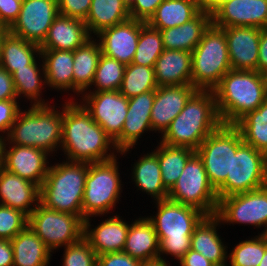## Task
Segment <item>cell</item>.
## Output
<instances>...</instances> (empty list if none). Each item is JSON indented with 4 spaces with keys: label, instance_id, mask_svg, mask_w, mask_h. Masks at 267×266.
I'll use <instances>...</instances> for the list:
<instances>
[{
    "label": "cell",
    "instance_id": "74e56055",
    "mask_svg": "<svg viewBox=\"0 0 267 266\" xmlns=\"http://www.w3.org/2000/svg\"><path fill=\"white\" fill-rule=\"evenodd\" d=\"M235 126L244 143L267 155V99L256 110L243 116Z\"/></svg>",
    "mask_w": 267,
    "mask_h": 266
},
{
    "label": "cell",
    "instance_id": "52a82bcc",
    "mask_svg": "<svg viewBox=\"0 0 267 266\" xmlns=\"http://www.w3.org/2000/svg\"><path fill=\"white\" fill-rule=\"evenodd\" d=\"M192 85L197 90L213 91L231 70L226 34L212 23L192 51Z\"/></svg>",
    "mask_w": 267,
    "mask_h": 266
},
{
    "label": "cell",
    "instance_id": "681fc988",
    "mask_svg": "<svg viewBox=\"0 0 267 266\" xmlns=\"http://www.w3.org/2000/svg\"><path fill=\"white\" fill-rule=\"evenodd\" d=\"M23 0H0V24L9 29L17 20Z\"/></svg>",
    "mask_w": 267,
    "mask_h": 266
},
{
    "label": "cell",
    "instance_id": "8992f818",
    "mask_svg": "<svg viewBox=\"0 0 267 266\" xmlns=\"http://www.w3.org/2000/svg\"><path fill=\"white\" fill-rule=\"evenodd\" d=\"M88 166L87 162L68 160L51 164L40 186V203L47 208L82 218Z\"/></svg>",
    "mask_w": 267,
    "mask_h": 266
},
{
    "label": "cell",
    "instance_id": "5bb4252c",
    "mask_svg": "<svg viewBox=\"0 0 267 266\" xmlns=\"http://www.w3.org/2000/svg\"><path fill=\"white\" fill-rule=\"evenodd\" d=\"M80 97V103L90 113L91 118L115 141L121 135L125 123L128 98L119 90L85 92Z\"/></svg>",
    "mask_w": 267,
    "mask_h": 266
},
{
    "label": "cell",
    "instance_id": "7bdbcfd3",
    "mask_svg": "<svg viewBox=\"0 0 267 266\" xmlns=\"http://www.w3.org/2000/svg\"><path fill=\"white\" fill-rule=\"evenodd\" d=\"M28 226V216L20 210L0 205V239L11 240Z\"/></svg>",
    "mask_w": 267,
    "mask_h": 266
},
{
    "label": "cell",
    "instance_id": "6125c7cd",
    "mask_svg": "<svg viewBox=\"0 0 267 266\" xmlns=\"http://www.w3.org/2000/svg\"><path fill=\"white\" fill-rule=\"evenodd\" d=\"M263 76H264L265 81H266V83H267V69L263 72Z\"/></svg>",
    "mask_w": 267,
    "mask_h": 266
},
{
    "label": "cell",
    "instance_id": "4dcf8cb0",
    "mask_svg": "<svg viewBox=\"0 0 267 266\" xmlns=\"http://www.w3.org/2000/svg\"><path fill=\"white\" fill-rule=\"evenodd\" d=\"M13 266H48L53 253L36 233L27 226L10 240Z\"/></svg>",
    "mask_w": 267,
    "mask_h": 266
},
{
    "label": "cell",
    "instance_id": "b9f144b4",
    "mask_svg": "<svg viewBox=\"0 0 267 266\" xmlns=\"http://www.w3.org/2000/svg\"><path fill=\"white\" fill-rule=\"evenodd\" d=\"M267 248V234H260L246 239L228 254L230 266H259Z\"/></svg>",
    "mask_w": 267,
    "mask_h": 266
},
{
    "label": "cell",
    "instance_id": "d590c367",
    "mask_svg": "<svg viewBox=\"0 0 267 266\" xmlns=\"http://www.w3.org/2000/svg\"><path fill=\"white\" fill-rule=\"evenodd\" d=\"M200 11L198 0H163L146 23L158 30L172 28L190 21Z\"/></svg>",
    "mask_w": 267,
    "mask_h": 266
},
{
    "label": "cell",
    "instance_id": "ffe728a7",
    "mask_svg": "<svg viewBox=\"0 0 267 266\" xmlns=\"http://www.w3.org/2000/svg\"><path fill=\"white\" fill-rule=\"evenodd\" d=\"M140 35V20L129 19L123 23L102 30L98 39L103 55L114 58L125 65L134 58Z\"/></svg>",
    "mask_w": 267,
    "mask_h": 266
},
{
    "label": "cell",
    "instance_id": "bcb514c9",
    "mask_svg": "<svg viewBox=\"0 0 267 266\" xmlns=\"http://www.w3.org/2000/svg\"><path fill=\"white\" fill-rule=\"evenodd\" d=\"M18 99L0 101V135L6 136L22 109Z\"/></svg>",
    "mask_w": 267,
    "mask_h": 266
},
{
    "label": "cell",
    "instance_id": "11a10c76",
    "mask_svg": "<svg viewBox=\"0 0 267 266\" xmlns=\"http://www.w3.org/2000/svg\"><path fill=\"white\" fill-rule=\"evenodd\" d=\"M223 1L226 0H198V6L200 10L212 13Z\"/></svg>",
    "mask_w": 267,
    "mask_h": 266
},
{
    "label": "cell",
    "instance_id": "f5cc1de1",
    "mask_svg": "<svg viewBox=\"0 0 267 266\" xmlns=\"http://www.w3.org/2000/svg\"><path fill=\"white\" fill-rule=\"evenodd\" d=\"M267 69V27L261 29L259 41L258 72L263 73Z\"/></svg>",
    "mask_w": 267,
    "mask_h": 266
},
{
    "label": "cell",
    "instance_id": "be15d7a7",
    "mask_svg": "<svg viewBox=\"0 0 267 266\" xmlns=\"http://www.w3.org/2000/svg\"><path fill=\"white\" fill-rule=\"evenodd\" d=\"M212 266H229V264H227V262H226V263H224V264H214V265H212Z\"/></svg>",
    "mask_w": 267,
    "mask_h": 266
},
{
    "label": "cell",
    "instance_id": "7a4b0ae2",
    "mask_svg": "<svg viewBox=\"0 0 267 266\" xmlns=\"http://www.w3.org/2000/svg\"><path fill=\"white\" fill-rule=\"evenodd\" d=\"M221 124L214 91L197 90L160 135L159 142L196 151Z\"/></svg>",
    "mask_w": 267,
    "mask_h": 266
},
{
    "label": "cell",
    "instance_id": "1f68e13d",
    "mask_svg": "<svg viewBox=\"0 0 267 266\" xmlns=\"http://www.w3.org/2000/svg\"><path fill=\"white\" fill-rule=\"evenodd\" d=\"M46 84L52 90L73 92V51L41 50Z\"/></svg>",
    "mask_w": 267,
    "mask_h": 266
},
{
    "label": "cell",
    "instance_id": "484cf974",
    "mask_svg": "<svg viewBox=\"0 0 267 266\" xmlns=\"http://www.w3.org/2000/svg\"><path fill=\"white\" fill-rule=\"evenodd\" d=\"M192 52L165 49L154 66L158 87L192 84Z\"/></svg>",
    "mask_w": 267,
    "mask_h": 266
},
{
    "label": "cell",
    "instance_id": "30bf717a",
    "mask_svg": "<svg viewBox=\"0 0 267 266\" xmlns=\"http://www.w3.org/2000/svg\"><path fill=\"white\" fill-rule=\"evenodd\" d=\"M168 199L197 208L206 216L216 215L219 199L196 152L188 159L179 179L168 191Z\"/></svg>",
    "mask_w": 267,
    "mask_h": 266
},
{
    "label": "cell",
    "instance_id": "3957f363",
    "mask_svg": "<svg viewBox=\"0 0 267 266\" xmlns=\"http://www.w3.org/2000/svg\"><path fill=\"white\" fill-rule=\"evenodd\" d=\"M213 91L222 124L235 125L267 99V83L258 71L231 69Z\"/></svg>",
    "mask_w": 267,
    "mask_h": 266
},
{
    "label": "cell",
    "instance_id": "6f0895ef",
    "mask_svg": "<svg viewBox=\"0 0 267 266\" xmlns=\"http://www.w3.org/2000/svg\"><path fill=\"white\" fill-rule=\"evenodd\" d=\"M170 265L171 264H169V261L162 260V259L145 261L141 263V266H170Z\"/></svg>",
    "mask_w": 267,
    "mask_h": 266
},
{
    "label": "cell",
    "instance_id": "e575fe53",
    "mask_svg": "<svg viewBox=\"0 0 267 266\" xmlns=\"http://www.w3.org/2000/svg\"><path fill=\"white\" fill-rule=\"evenodd\" d=\"M129 19V9L122 0H92L84 22L89 34L95 37L102 30Z\"/></svg>",
    "mask_w": 267,
    "mask_h": 266
},
{
    "label": "cell",
    "instance_id": "f35d334b",
    "mask_svg": "<svg viewBox=\"0 0 267 266\" xmlns=\"http://www.w3.org/2000/svg\"><path fill=\"white\" fill-rule=\"evenodd\" d=\"M164 50L160 30L152 28L146 22L140 21V35L132 63L154 67L156 60Z\"/></svg>",
    "mask_w": 267,
    "mask_h": 266
},
{
    "label": "cell",
    "instance_id": "7c38bea8",
    "mask_svg": "<svg viewBox=\"0 0 267 266\" xmlns=\"http://www.w3.org/2000/svg\"><path fill=\"white\" fill-rule=\"evenodd\" d=\"M28 226L53 253L79 242L84 233V220L80 216L47 208L40 202L28 216Z\"/></svg>",
    "mask_w": 267,
    "mask_h": 266
},
{
    "label": "cell",
    "instance_id": "f6af8a7d",
    "mask_svg": "<svg viewBox=\"0 0 267 266\" xmlns=\"http://www.w3.org/2000/svg\"><path fill=\"white\" fill-rule=\"evenodd\" d=\"M92 0H58L60 15L85 20L89 13Z\"/></svg>",
    "mask_w": 267,
    "mask_h": 266
},
{
    "label": "cell",
    "instance_id": "f1b7e54d",
    "mask_svg": "<svg viewBox=\"0 0 267 266\" xmlns=\"http://www.w3.org/2000/svg\"><path fill=\"white\" fill-rule=\"evenodd\" d=\"M131 171V178L137 191L145 192L154 201L168 199V190L163 185L157 158V146L153 152L149 151L137 159Z\"/></svg>",
    "mask_w": 267,
    "mask_h": 266
},
{
    "label": "cell",
    "instance_id": "2e32d148",
    "mask_svg": "<svg viewBox=\"0 0 267 266\" xmlns=\"http://www.w3.org/2000/svg\"><path fill=\"white\" fill-rule=\"evenodd\" d=\"M155 98V91H148L128 99V112L121 135L114 141L120 155L131 153L142 135L153 130L151 128V110Z\"/></svg>",
    "mask_w": 267,
    "mask_h": 266
},
{
    "label": "cell",
    "instance_id": "7dc6e473",
    "mask_svg": "<svg viewBox=\"0 0 267 266\" xmlns=\"http://www.w3.org/2000/svg\"><path fill=\"white\" fill-rule=\"evenodd\" d=\"M163 0H135L128 8L131 19L147 22Z\"/></svg>",
    "mask_w": 267,
    "mask_h": 266
},
{
    "label": "cell",
    "instance_id": "60d3db41",
    "mask_svg": "<svg viewBox=\"0 0 267 266\" xmlns=\"http://www.w3.org/2000/svg\"><path fill=\"white\" fill-rule=\"evenodd\" d=\"M126 65L114 58L101 55L91 84L87 92L118 91L121 88ZM95 88H94V87Z\"/></svg>",
    "mask_w": 267,
    "mask_h": 266
},
{
    "label": "cell",
    "instance_id": "cb8c5ba5",
    "mask_svg": "<svg viewBox=\"0 0 267 266\" xmlns=\"http://www.w3.org/2000/svg\"><path fill=\"white\" fill-rule=\"evenodd\" d=\"M91 37L83 20L59 14L50 26L40 50L74 51Z\"/></svg>",
    "mask_w": 267,
    "mask_h": 266
},
{
    "label": "cell",
    "instance_id": "816d5d0a",
    "mask_svg": "<svg viewBox=\"0 0 267 266\" xmlns=\"http://www.w3.org/2000/svg\"><path fill=\"white\" fill-rule=\"evenodd\" d=\"M180 266H212L214 265L199 252L190 249L179 261Z\"/></svg>",
    "mask_w": 267,
    "mask_h": 266
},
{
    "label": "cell",
    "instance_id": "8fae6325",
    "mask_svg": "<svg viewBox=\"0 0 267 266\" xmlns=\"http://www.w3.org/2000/svg\"><path fill=\"white\" fill-rule=\"evenodd\" d=\"M267 185V155L242 143L232 154L231 174L216 190L221 198L246 193Z\"/></svg>",
    "mask_w": 267,
    "mask_h": 266
},
{
    "label": "cell",
    "instance_id": "91938a15",
    "mask_svg": "<svg viewBox=\"0 0 267 266\" xmlns=\"http://www.w3.org/2000/svg\"><path fill=\"white\" fill-rule=\"evenodd\" d=\"M259 266H267V248L265 250V254H264Z\"/></svg>",
    "mask_w": 267,
    "mask_h": 266
},
{
    "label": "cell",
    "instance_id": "ac0fdd59",
    "mask_svg": "<svg viewBox=\"0 0 267 266\" xmlns=\"http://www.w3.org/2000/svg\"><path fill=\"white\" fill-rule=\"evenodd\" d=\"M48 156L53 157L40 148L6 144L4 169L40 187L50 166Z\"/></svg>",
    "mask_w": 267,
    "mask_h": 266
},
{
    "label": "cell",
    "instance_id": "680465c9",
    "mask_svg": "<svg viewBox=\"0 0 267 266\" xmlns=\"http://www.w3.org/2000/svg\"><path fill=\"white\" fill-rule=\"evenodd\" d=\"M8 32H9L8 29L5 28V27H2V28L0 29V54H1L2 41H3V39H4V36H5Z\"/></svg>",
    "mask_w": 267,
    "mask_h": 266
},
{
    "label": "cell",
    "instance_id": "db71d44e",
    "mask_svg": "<svg viewBox=\"0 0 267 266\" xmlns=\"http://www.w3.org/2000/svg\"><path fill=\"white\" fill-rule=\"evenodd\" d=\"M0 266H13V247L10 240L0 239Z\"/></svg>",
    "mask_w": 267,
    "mask_h": 266
},
{
    "label": "cell",
    "instance_id": "603a6c76",
    "mask_svg": "<svg viewBox=\"0 0 267 266\" xmlns=\"http://www.w3.org/2000/svg\"><path fill=\"white\" fill-rule=\"evenodd\" d=\"M40 187L2 168L0 170V205L29 216L40 202Z\"/></svg>",
    "mask_w": 267,
    "mask_h": 266
},
{
    "label": "cell",
    "instance_id": "836d02e7",
    "mask_svg": "<svg viewBox=\"0 0 267 266\" xmlns=\"http://www.w3.org/2000/svg\"><path fill=\"white\" fill-rule=\"evenodd\" d=\"M40 52V45L8 32L2 41L0 66L12 74L16 69L26 68L35 59L42 61Z\"/></svg>",
    "mask_w": 267,
    "mask_h": 266
},
{
    "label": "cell",
    "instance_id": "d4e9b609",
    "mask_svg": "<svg viewBox=\"0 0 267 266\" xmlns=\"http://www.w3.org/2000/svg\"><path fill=\"white\" fill-rule=\"evenodd\" d=\"M221 224L216 215L205 216L194 228L191 236V249L202 254L213 264L228 262V245L218 232Z\"/></svg>",
    "mask_w": 267,
    "mask_h": 266
},
{
    "label": "cell",
    "instance_id": "44dd1931",
    "mask_svg": "<svg viewBox=\"0 0 267 266\" xmlns=\"http://www.w3.org/2000/svg\"><path fill=\"white\" fill-rule=\"evenodd\" d=\"M196 91L192 84L158 87L150 117L152 130L162 135Z\"/></svg>",
    "mask_w": 267,
    "mask_h": 266
},
{
    "label": "cell",
    "instance_id": "5b68a950",
    "mask_svg": "<svg viewBox=\"0 0 267 266\" xmlns=\"http://www.w3.org/2000/svg\"><path fill=\"white\" fill-rule=\"evenodd\" d=\"M29 106L19 111L5 136L6 144L36 147L54 155L61 147L63 104L61 111L52 104Z\"/></svg>",
    "mask_w": 267,
    "mask_h": 266
},
{
    "label": "cell",
    "instance_id": "4fadbf2b",
    "mask_svg": "<svg viewBox=\"0 0 267 266\" xmlns=\"http://www.w3.org/2000/svg\"><path fill=\"white\" fill-rule=\"evenodd\" d=\"M216 216L222 224H246L267 234V185L246 193L221 198Z\"/></svg>",
    "mask_w": 267,
    "mask_h": 266
},
{
    "label": "cell",
    "instance_id": "d6a6232c",
    "mask_svg": "<svg viewBox=\"0 0 267 266\" xmlns=\"http://www.w3.org/2000/svg\"><path fill=\"white\" fill-rule=\"evenodd\" d=\"M37 62L39 63L35 59L26 68L16 69L11 74L17 99L21 100L20 97H23V99L27 98V100L31 101V106L48 105L51 103L41 97L43 95L42 90L47 88L46 75L43 61L39 63L40 65Z\"/></svg>",
    "mask_w": 267,
    "mask_h": 266
},
{
    "label": "cell",
    "instance_id": "ee69618b",
    "mask_svg": "<svg viewBox=\"0 0 267 266\" xmlns=\"http://www.w3.org/2000/svg\"><path fill=\"white\" fill-rule=\"evenodd\" d=\"M63 248L62 266L97 265V254L84 238L75 244H71Z\"/></svg>",
    "mask_w": 267,
    "mask_h": 266
},
{
    "label": "cell",
    "instance_id": "f546056e",
    "mask_svg": "<svg viewBox=\"0 0 267 266\" xmlns=\"http://www.w3.org/2000/svg\"><path fill=\"white\" fill-rule=\"evenodd\" d=\"M101 55L100 43L94 36L73 51V93L78 97L91 90Z\"/></svg>",
    "mask_w": 267,
    "mask_h": 266
},
{
    "label": "cell",
    "instance_id": "9f6ffc18",
    "mask_svg": "<svg viewBox=\"0 0 267 266\" xmlns=\"http://www.w3.org/2000/svg\"><path fill=\"white\" fill-rule=\"evenodd\" d=\"M6 137L0 135V170L4 168Z\"/></svg>",
    "mask_w": 267,
    "mask_h": 266
},
{
    "label": "cell",
    "instance_id": "9c48e42d",
    "mask_svg": "<svg viewBox=\"0 0 267 266\" xmlns=\"http://www.w3.org/2000/svg\"><path fill=\"white\" fill-rule=\"evenodd\" d=\"M243 143L235 125L221 124L195 151L203 162L207 178L217 190L231 174L232 154Z\"/></svg>",
    "mask_w": 267,
    "mask_h": 266
},
{
    "label": "cell",
    "instance_id": "94428289",
    "mask_svg": "<svg viewBox=\"0 0 267 266\" xmlns=\"http://www.w3.org/2000/svg\"><path fill=\"white\" fill-rule=\"evenodd\" d=\"M135 0H122V2L129 8Z\"/></svg>",
    "mask_w": 267,
    "mask_h": 266
},
{
    "label": "cell",
    "instance_id": "7402d4cb",
    "mask_svg": "<svg viewBox=\"0 0 267 266\" xmlns=\"http://www.w3.org/2000/svg\"><path fill=\"white\" fill-rule=\"evenodd\" d=\"M114 214L102 220L93 228L91 218L84 220L83 238L90 244L97 256L111 252H121L124 249L129 222ZM92 227V228H91Z\"/></svg>",
    "mask_w": 267,
    "mask_h": 266
},
{
    "label": "cell",
    "instance_id": "6da1fadb",
    "mask_svg": "<svg viewBox=\"0 0 267 266\" xmlns=\"http://www.w3.org/2000/svg\"><path fill=\"white\" fill-rule=\"evenodd\" d=\"M76 101V98L74 101L69 98L63 104L60 150L65 154L64 159L95 163L107 161L116 156L120 157L117 155L119 151L114 141L91 118L84 106Z\"/></svg>",
    "mask_w": 267,
    "mask_h": 266
},
{
    "label": "cell",
    "instance_id": "277c9868",
    "mask_svg": "<svg viewBox=\"0 0 267 266\" xmlns=\"http://www.w3.org/2000/svg\"><path fill=\"white\" fill-rule=\"evenodd\" d=\"M153 202L157 213L147 218L158 236L159 259L167 260L164 255H171L179 261L191 249L193 230L206 215L197 208L170 199Z\"/></svg>",
    "mask_w": 267,
    "mask_h": 266
},
{
    "label": "cell",
    "instance_id": "f907efd6",
    "mask_svg": "<svg viewBox=\"0 0 267 266\" xmlns=\"http://www.w3.org/2000/svg\"><path fill=\"white\" fill-rule=\"evenodd\" d=\"M17 99L12 75L0 66V101Z\"/></svg>",
    "mask_w": 267,
    "mask_h": 266
},
{
    "label": "cell",
    "instance_id": "c3c4849f",
    "mask_svg": "<svg viewBox=\"0 0 267 266\" xmlns=\"http://www.w3.org/2000/svg\"><path fill=\"white\" fill-rule=\"evenodd\" d=\"M141 261L124 251L105 253L97 256L98 266H141Z\"/></svg>",
    "mask_w": 267,
    "mask_h": 266
},
{
    "label": "cell",
    "instance_id": "4316f807",
    "mask_svg": "<svg viewBox=\"0 0 267 266\" xmlns=\"http://www.w3.org/2000/svg\"><path fill=\"white\" fill-rule=\"evenodd\" d=\"M123 251L141 262L159 259V240L154 225L146 217L129 224Z\"/></svg>",
    "mask_w": 267,
    "mask_h": 266
},
{
    "label": "cell",
    "instance_id": "d6986e66",
    "mask_svg": "<svg viewBox=\"0 0 267 266\" xmlns=\"http://www.w3.org/2000/svg\"><path fill=\"white\" fill-rule=\"evenodd\" d=\"M222 29L226 34L231 69L258 71L261 29L246 26H233Z\"/></svg>",
    "mask_w": 267,
    "mask_h": 266
},
{
    "label": "cell",
    "instance_id": "ba28073f",
    "mask_svg": "<svg viewBox=\"0 0 267 266\" xmlns=\"http://www.w3.org/2000/svg\"><path fill=\"white\" fill-rule=\"evenodd\" d=\"M118 159L116 156L107 161L89 163L82 201L83 220L110 214L119 203L123 184Z\"/></svg>",
    "mask_w": 267,
    "mask_h": 266
},
{
    "label": "cell",
    "instance_id": "ab89813d",
    "mask_svg": "<svg viewBox=\"0 0 267 266\" xmlns=\"http://www.w3.org/2000/svg\"><path fill=\"white\" fill-rule=\"evenodd\" d=\"M157 88L154 67L134 63L126 65L119 90L126 98L129 99L148 91H155Z\"/></svg>",
    "mask_w": 267,
    "mask_h": 266
},
{
    "label": "cell",
    "instance_id": "9a60e30c",
    "mask_svg": "<svg viewBox=\"0 0 267 266\" xmlns=\"http://www.w3.org/2000/svg\"><path fill=\"white\" fill-rule=\"evenodd\" d=\"M58 15V0H23L19 16L8 31L41 45Z\"/></svg>",
    "mask_w": 267,
    "mask_h": 266
},
{
    "label": "cell",
    "instance_id": "83f0119b",
    "mask_svg": "<svg viewBox=\"0 0 267 266\" xmlns=\"http://www.w3.org/2000/svg\"><path fill=\"white\" fill-rule=\"evenodd\" d=\"M211 23V12L201 10L183 25L160 30L164 49L192 52Z\"/></svg>",
    "mask_w": 267,
    "mask_h": 266
},
{
    "label": "cell",
    "instance_id": "8d00e7d4",
    "mask_svg": "<svg viewBox=\"0 0 267 266\" xmlns=\"http://www.w3.org/2000/svg\"><path fill=\"white\" fill-rule=\"evenodd\" d=\"M195 153L193 149L170 146L163 142L157 144V158L163 185L169 191L182 174L188 159Z\"/></svg>",
    "mask_w": 267,
    "mask_h": 266
},
{
    "label": "cell",
    "instance_id": "e0dca14e",
    "mask_svg": "<svg viewBox=\"0 0 267 266\" xmlns=\"http://www.w3.org/2000/svg\"><path fill=\"white\" fill-rule=\"evenodd\" d=\"M212 24L219 28L267 27V0H226L211 13Z\"/></svg>",
    "mask_w": 267,
    "mask_h": 266
}]
</instances>
